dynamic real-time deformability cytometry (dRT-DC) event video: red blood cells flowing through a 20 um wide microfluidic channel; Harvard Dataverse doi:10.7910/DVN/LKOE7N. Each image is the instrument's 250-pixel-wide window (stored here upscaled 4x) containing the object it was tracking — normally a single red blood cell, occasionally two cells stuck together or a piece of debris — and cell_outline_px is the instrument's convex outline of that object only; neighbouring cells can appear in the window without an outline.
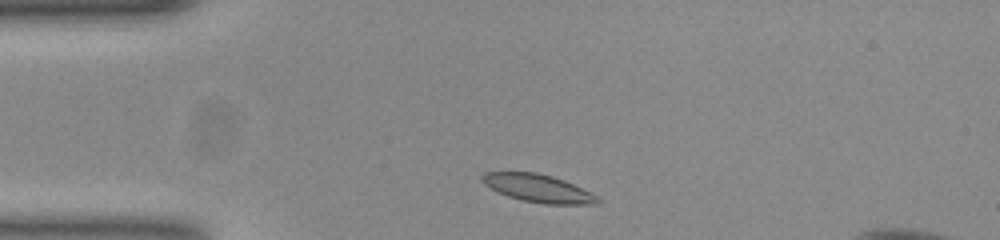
{"species": "common noctule bat (a hibernating species)", "species_latin": "Nyctalus noctula", "temperature_condition": "room temperature", "stored_images_in_passage": 30, "camera_frame_rate_fps": 3000, "um_per_image_px": 0.085, "animal": {"sex": "female", "body_mass_g": 23.0, "forearm_length_mm": 53.4}, "frame": {"image": 1, "passage_image": 1, "time_ms": 0.0, "image_size_px": [1000, 240], "cell_outline_px": [[600, 200], [596, 204], [544, 204], [524, 200], [508, 196], [484, 184], [480, 180], [480, 176], [484, 172], [532, 172], [552, 176], [572, 184], [596, 196]], "centroid_in_image_um": [45.69, 16.0], "position_along_channel_um": 39.3, "area_um2": 18.26}}
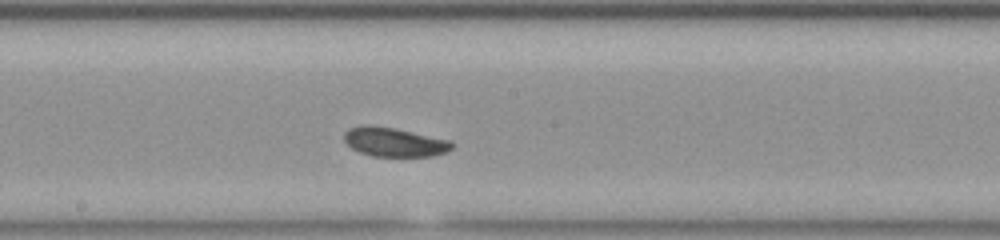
{"frame": {"image": 2, "passage_image": 17, "time_ms": 5.333, "image_size_px": [1000, 240], "cell_outline_px": [[452, 148], [444, 152], [432, 156], [372, 156], [360, 152], [352, 148], [344, 140], [344, 132], [348, 128], [368, 124], [396, 128], [448, 140], [452, 144]], "centroid_in_image_um": [33.46, 12.06], "position_along_channel_um": 214.7, "area_um2": 18.09}}
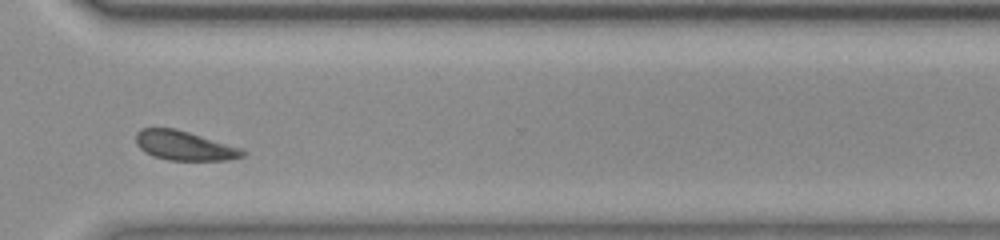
{"frame": {"image": 3, "passage_image": 28, "time_ms": 9.0, "image_size_px": [1000, 240], "cell_outline_px": [[248, 152], [244, 156], [228, 160], [168, 160], [152, 156], [144, 152], [136, 144], [136, 132], [140, 128], [172, 128], [188, 132], [244, 148]], "centroid_in_image_um": [15.69, 12.38], "position_along_channel_um": 354.9, "area_um2": 18.44}, "authors_computed_cell_mechanics": {"area_um2": 18.3515, "velocity_mm_per_s": 3.8202, "shape_relaxation_time_tau1_ms": 5.1559, "shape_relaxation_time_tau2_ms": 6.6084, "deformation_change_tau1": 0.1021, "deformation_change_tau2": 0.1218}}